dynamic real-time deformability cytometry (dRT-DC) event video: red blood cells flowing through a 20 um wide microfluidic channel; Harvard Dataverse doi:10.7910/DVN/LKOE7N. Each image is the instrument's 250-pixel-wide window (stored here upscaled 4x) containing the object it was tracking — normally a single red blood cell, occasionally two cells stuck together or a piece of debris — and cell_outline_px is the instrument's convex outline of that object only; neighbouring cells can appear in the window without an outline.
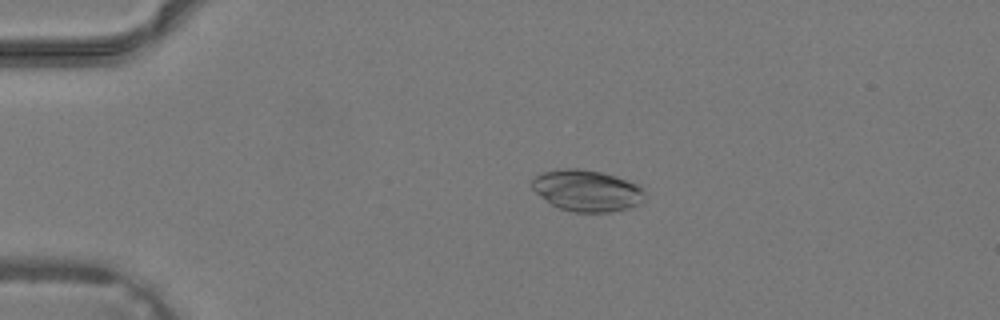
{"species": "common noctule bat (a hibernating species)", "species_latin": "Nyctalus noctula", "temperature_condition": "warm", "stored_images_in_passage": 33, "camera_frame_rate_fps": 3000, "um_per_image_px": 0.085, "animal": {"sex": "male", "body_mass_g": 19.2, "forearm_length_mm": 51.8}, "frame": {"image": 1, "passage_image": 3, "time_ms": 0.667, "image_size_px": [1000, 320], "cell_outline_px": [[644, 204], [632, 208], [608, 212], [572, 212], [560, 208], [552, 204], [536, 192], [532, 188], [532, 180], [536, 176], [544, 172], [556, 168], [580, 168], [600, 172], [616, 176], [640, 184], [644, 188]], "centroid_in_image_um": [49.96, 16.2], "position_along_channel_um": 35.0, "area_um2": 27.57}}
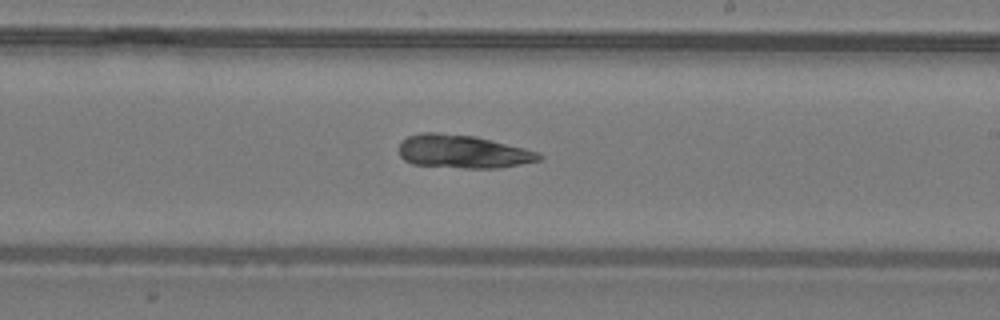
{"frame": {"image": 2, "passage_image": 18, "time_ms": 5.667, "image_size_px": [1000, 320], "cell_outline_px": [[544, 156], [540, 160], [496, 168], [464, 168], [412, 164], [404, 160], [400, 156], [400, 144], [408, 136], [424, 132], [436, 132], [476, 136], [524, 148], [536, 152]], "centroid_in_image_um": [39.32, 12.88], "position_along_channel_um": 249.7, "area_um2": 26.93}}
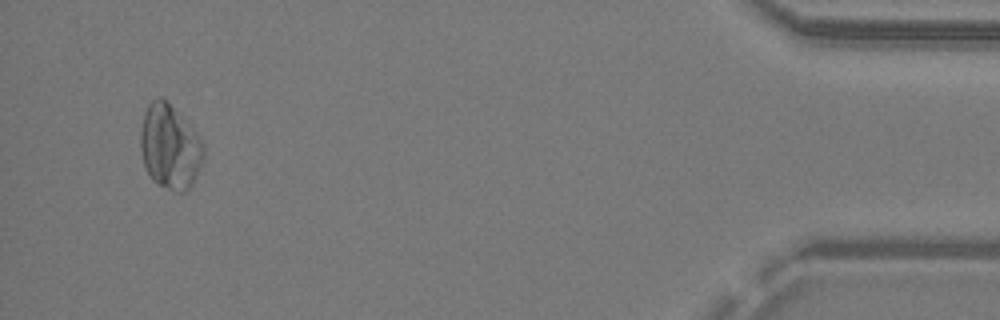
{"frame": {"image": 3, "passage_image": 32, "time_ms": 10.333, "image_size_px": [1000, 320], "cell_outline_px": [[204, 156], [196, 176], [192, 184], [184, 192], [176, 192], [156, 184], [152, 180], [144, 164], [140, 148], [140, 132], [144, 112], [148, 104], [152, 100], [160, 96], [196, 132], [204, 144]], "centroid_in_image_um": [14.42, 12.51], "position_along_channel_um": 420.8, "area_um2": 30.75}}